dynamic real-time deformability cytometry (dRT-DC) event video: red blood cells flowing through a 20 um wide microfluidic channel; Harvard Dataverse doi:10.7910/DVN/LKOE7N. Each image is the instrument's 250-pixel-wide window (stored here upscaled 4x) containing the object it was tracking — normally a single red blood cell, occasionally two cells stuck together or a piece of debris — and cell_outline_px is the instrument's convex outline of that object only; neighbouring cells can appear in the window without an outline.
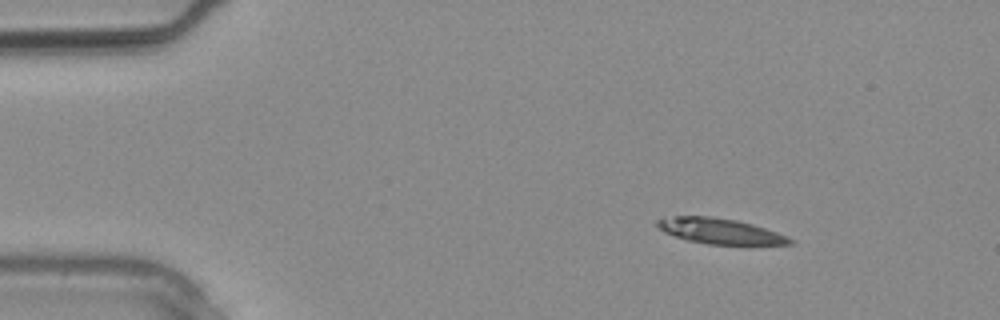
{"species": "common noctule bat (a hibernating species)", "species_latin": "Nyctalus noctula", "temperature_condition": "warm", "stored_images_in_passage": 2, "camera_frame_rate_fps": 3000, "um_per_image_px": 0.085, "animal": {"sex": "male", "body_mass_g": 20.4}, "frame": {"image": 1, "passage_image": 1, "time_ms": 0.0, "image_size_px": [1000, 320], "cell_outline_px": [[796, 244], [708, 244], [688, 240], [664, 232], [656, 224], [656, 220], [676, 216], [708, 216], [736, 220], [752, 224], [788, 236], [796, 240]], "centroid_in_image_um": [61.25, 19.64], "position_along_channel_um": 23.8, "area_um2": 19.42}}